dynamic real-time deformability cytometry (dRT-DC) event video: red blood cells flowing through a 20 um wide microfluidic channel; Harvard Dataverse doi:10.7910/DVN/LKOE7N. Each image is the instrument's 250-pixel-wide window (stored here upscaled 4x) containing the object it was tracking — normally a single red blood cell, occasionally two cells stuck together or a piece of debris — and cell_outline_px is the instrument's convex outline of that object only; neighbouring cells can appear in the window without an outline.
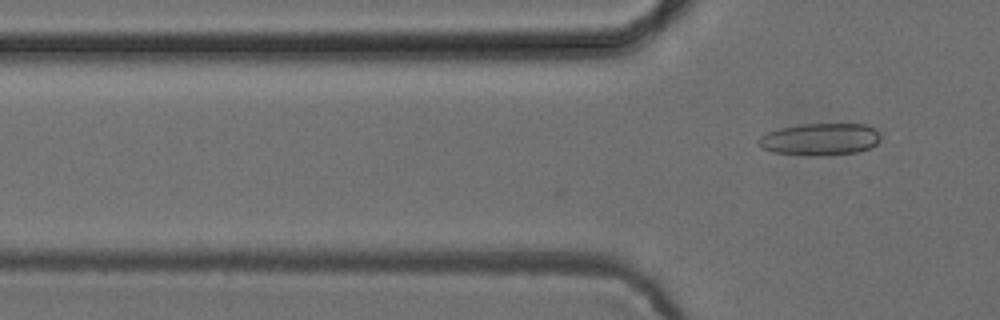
{"species": "common noctule bat (a hibernating species)", "species_latin": "Nyctalus noctula", "temperature_condition": "cold", "stored_images_in_passage": 2, "camera_frame_rate_fps": 3000, "um_per_image_px": 0.085, "animal": {"sex": "female", "body_mass_g": 24.6, "forearm_length_mm": 56.2}, "frame": {"image": 1, "passage_image": 2, "time_ms": 0.333, "image_size_px": [1000, 320], "cell_outline_px": [[880, 140], [876, 144], [868, 148], [856, 152], [820, 156], [812, 156], [772, 152], [760, 148], [756, 144], [756, 140], [760, 136], [768, 132], [780, 128], [800, 124], [868, 124], [876, 128], [880, 136]], "centroid_in_image_um": [69.67, 11.84], "position_along_channel_um": 56.1, "area_um2": 23.12}}